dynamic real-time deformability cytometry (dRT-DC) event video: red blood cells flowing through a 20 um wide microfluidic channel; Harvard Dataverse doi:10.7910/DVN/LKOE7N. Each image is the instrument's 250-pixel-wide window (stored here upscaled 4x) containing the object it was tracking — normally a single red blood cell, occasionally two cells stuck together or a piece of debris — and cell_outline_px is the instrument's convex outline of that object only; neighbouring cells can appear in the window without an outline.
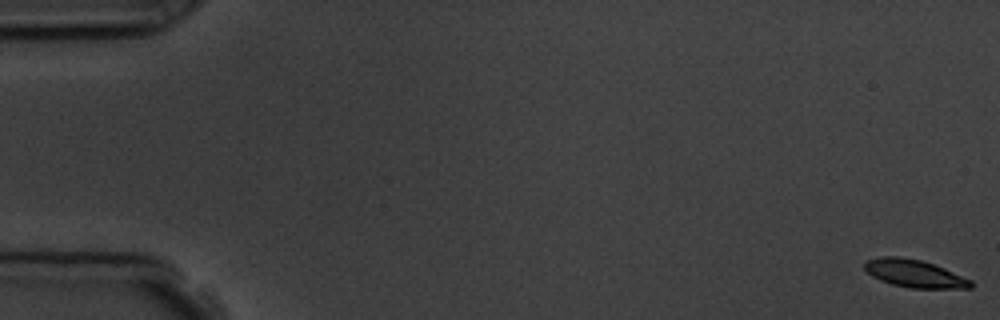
{"species": "common noctule bat (a hibernating species)", "species_latin": "Nyctalus noctula", "temperature_condition": "room temperature", "stored_images_in_passage": 6, "camera_frame_rate_fps": 3000, "um_per_image_px": 0.085, "animal": {"sex": "male", "body_mass_g": 19.5, "forearm_length_mm": 54.6}, "frame": {"image": 1, "passage_image": 1, "time_ms": 0.0, "image_size_px": [1000, 320], "cell_outline_px": [[972, 288], [908, 288], [892, 284], [880, 280], [872, 276], [864, 268], [864, 264], [868, 260], [880, 256], [900, 256], [920, 260], [944, 268], [972, 280]], "centroid_in_image_um": [77.72, 23.25], "position_along_channel_um": 7.3, "area_um2": 17.05}}